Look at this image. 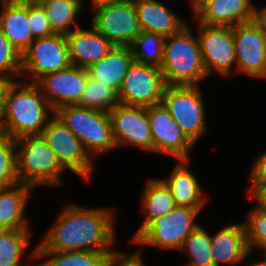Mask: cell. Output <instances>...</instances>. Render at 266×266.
I'll return each mask as SVG.
<instances>
[{
  "mask_svg": "<svg viewBox=\"0 0 266 266\" xmlns=\"http://www.w3.org/2000/svg\"><path fill=\"white\" fill-rule=\"evenodd\" d=\"M110 212L107 208L66 205L35 250L120 252L111 247L116 230Z\"/></svg>",
  "mask_w": 266,
  "mask_h": 266,
  "instance_id": "obj_1",
  "label": "cell"
},
{
  "mask_svg": "<svg viewBox=\"0 0 266 266\" xmlns=\"http://www.w3.org/2000/svg\"><path fill=\"white\" fill-rule=\"evenodd\" d=\"M50 111L54 115V110L34 83L15 81L6 96L0 132L14 140L40 136L53 117L49 116Z\"/></svg>",
  "mask_w": 266,
  "mask_h": 266,
  "instance_id": "obj_2",
  "label": "cell"
},
{
  "mask_svg": "<svg viewBox=\"0 0 266 266\" xmlns=\"http://www.w3.org/2000/svg\"><path fill=\"white\" fill-rule=\"evenodd\" d=\"M190 27L165 37L163 61L160 67L166 85H199L207 77L198 37Z\"/></svg>",
  "mask_w": 266,
  "mask_h": 266,
  "instance_id": "obj_3",
  "label": "cell"
},
{
  "mask_svg": "<svg viewBox=\"0 0 266 266\" xmlns=\"http://www.w3.org/2000/svg\"><path fill=\"white\" fill-rule=\"evenodd\" d=\"M16 141L17 175L21 184L58 186L65 170L45 139L40 136H25Z\"/></svg>",
  "mask_w": 266,
  "mask_h": 266,
  "instance_id": "obj_4",
  "label": "cell"
},
{
  "mask_svg": "<svg viewBox=\"0 0 266 266\" xmlns=\"http://www.w3.org/2000/svg\"><path fill=\"white\" fill-rule=\"evenodd\" d=\"M54 114L75 134L90 156L117 148L108 112L66 105Z\"/></svg>",
  "mask_w": 266,
  "mask_h": 266,
  "instance_id": "obj_5",
  "label": "cell"
},
{
  "mask_svg": "<svg viewBox=\"0 0 266 266\" xmlns=\"http://www.w3.org/2000/svg\"><path fill=\"white\" fill-rule=\"evenodd\" d=\"M162 103L194 145L208 132L205 105L199 85H167Z\"/></svg>",
  "mask_w": 266,
  "mask_h": 266,
  "instance_id": "obj_6",
  "label": "cell"
},
{
  "mask_svg": "<svg viewBox=\"0 0 266 266\" xmlns=\"http://www.w3.org/2000/svg\"><path fill=\"white\" fill-rule=\"evenodd\" d=\"M199 212L197 209L176 206L165 216L152 220L132 242L165 250H180L187 236L199 226L195 220Z\"/></svg>",
  "mask_w": 266,
  "mask_h": 266,
  "instance_id": "obj_7",
  "label": "cell"
},
{
  "mask_svg": "<svg viewBox=\"0 0 266 266\" xmlns=\"http://www.w3.org/2000/svg\"><path fill=\"white\" fill-rule=\"evenodd\" d=\"M41 136L55 153L61 166L85 180L91 179L93 162L75 134L54 114Z\"/></svg>",
  "mask_w": 266,
  "mask_h": 266,
  "instance_id": "obj_8",
  "label": "cell"
},
{
  "mask_svg": "<svg viewBox=\"0 0 266 266\" xmlns=\"http://www.w3.org/2000/svg\"><path fill=\"white\" fill-rule=\"evenodd\" d=\"M71 66L69 48L64 34L34 39L22 54L23 76H29L34 83L41 76Z\"/></svg>",
  "mask_w": 266,
  "mask_h": 266,
  "instance_id": "obj_9",
  "label": "cell"
},
{
  "mask_svg": "<svg viewBox=\"0 0 266 266\" xmlns=\"http://www.w3.org/2000/svg\"><path fill=\"white\" fill-rule=\"evenodd\" d=\"M160 68L133 61L118 92L121 104L149 107L162 103L166 88Z\"/></svg>",
  "mask_w": 266,
  "mask_h": 266,
  "instance_id": "obj_10",
  "label": "cell"
},
{
  "mask_svg": "<svg viewBox=\"0 0 266 266\" xmlns=\"http://www.w3.org/2000/svg\"><path fill=\"white\" fill-rule=\"evenodd\" d=\"M91 25L115 46H129L141 33L133 0L95 8Z\"/></svg>",
  "mask_w": 266,
  "mask_h": 266,
  "instance_id": "obj_11",
  "label": "cell"
},
{
  "mask_svg": "<svg viewBox=\"0 0 266 266\" xmlns=\"http://www.w3.org/2000/svg\"><path fill=\"white\" fill-rule=\"evenodd\" d=\"M198 24V40L207 76L214 71L229 76L236 63L233 27Z\"/></svg>",
  "mask_w": 266,
  "mask_h": 266,
  "instance_id": "obj_12",
  "label": "cell"
},
{
  "mask_svg": "<svg viewBox=\"0 0 266 266\" xmlns=\"http://www.w3.org/2000/svg\"><path fill=\"white\" fill-rule=\"evenodd\" d=\"M237 72L266 78V32L255 21L233 26Z\"/></svg>",
  "mask_w": 266,
  "mask_h": 266,
  "instance_id": "obj_13",
  "label": "cell"
},
{
  "mask_svg": "<svg viewBox=\"0 0 266 266\" xmlns=\"http://www.w3.org/2000/svg\"><path fill=\"white\" fill-rule=\"evenodd\" d=\"M108 113L117 147L130 144L154 152L147 107L119 103Z\"/></svg>",
  "mask_w": 266,
  "mask_h": 266,
  "instance_id": "obj_14",
  "label": "cell"
},
{
  "mask_svg": "<svg viewBox=\"0 0 266 266\" xmlns=\"http://www.w3.org/2000/svg\"><path fill=\"white\" fill-rule=\"evenodd\" d=\"M154 152L168 154L178 160L190 161L194 144L181 131L163 103L147 107Z\"/></svg>",
  "mask_w": 266,
  "mask_h": 266,
  "instance_id": "obj_15",
  "label": "cell"
},
{
  "mask_svg": "<svg viewBox=\"0 0 266 266\" xmlns=\"http://www.w3.org/2000/svg\"><path fill=\"white\" fill-rule=\"evenodd\" d=\"M88 81V70L78 66L48 73L34 84L55 111L66 105H77Z\"/></svg>",
  "mask_w": 266,
  "mask_h": 266,
  "instance_id": "obj_16",
  "label": "cell"
},
{
  "mask_svg": "<svg viewBox=\"0 0 266 266\" xmlns=\"http://www.w3.org/2000/svg\"><path fill=\"white\" fill-rule=\"evenodd\" d=\"M76 29L66 34L69 58L72 66L88 69L105 57L115 45L99 33L92 25L90 29Z\"/></svg>",
  "mask_w": 266,
  "mask_h": 266,
  "instance_id": "obj_17",
  "label": "cell"
},
{
  "mask_svg": "<svg viewBox=\"0 0 266 266\" xmlns=\"http://www.w3.org/2000/svg\"><path fill=\"white\" fill-rule=\"evenodd\" d=\"M194 15L204 25L233 27L255 20V6L251 0H211Z\"/></svg>",
  "mask_w": 266,
  "mask_h": 266,
  "instance_id": "obj_18",
  "label": "cell"
},
{
  "mask_svg": "<svg viewBox=\"0 0 266 266\" xmlns=\"http://www.w3.org/2000/svg\"><path fill=\"white\" fill-rule=\"evenodd\" d=\"M0 30L22 55L34 40L29 26V1L2 0Z\"/></svg>",
  "mask_w": 266,
  "mask_h": 266,
  "instance_id": "obj_19",
  "label": "cell"
},
{
  "mask_svg": "<svg viewBox=\"0 0 266 266\" xmlns=\"http://www.w3.org/2000/svg\"><path fill=\"white\" fill-rule=\"evenodd\" d=\"M211 251L214 266H234L246 260L250 251L246 242L244 223L229 224L211 236Z\"/></svg>",
  "mask_w": 266,
  "mask_h": 266,
  "instance_id": "obj_20",
  "label": "cell"
},
{
  "mask_svg": "<svg viewBox=\"0 0 266 266\" xmlns=\"http://www.w3.org/2000/svg\"><path fill=\"white\" fill-rule=\"evenodd\" d=\"M190 161L179 160L166 179H161L169 188L176 206L201 211L206 203L204 192L198 179L188 168Z\"/></svg>",
  "mask_w": 266,
  "mask_h": 266,
  "instance_id": "obj_21",
  "label": "cell"
},
{
  "mask_svg": "<svg viewBox=\"0 0 266 266\" xmlns=\"http://www.w3.org/2000/svg\"><path fill=\"white\" fill-rule=\"evenodd\" d=\"M141 31L164 37L180 31L187 23L158 0H133Z\"/></svg>",
  "mask_w": 266,
  "mask_h": 266,
  "instance_id": "obj_22",
  "label": "cell"
},
{
  "mask_svg": "<svg viewBox=\"0 0 266 266\" xmlns=\"http://www.w3.org/2000/svg\"><path fill=\"white\" fill-rule=\"evenodd\" d=\"M134 58L129 46H115L105 57L89 67V76L119 92Z\"/></svg>",
  "mask_w": 266,
  "mask_h": 266,
  "instance_id": "obj_23",
  "label": "cell"
},
{
  "mask_svg": "<svg viewBox=\"0 0 266 266\" xmlns=\"http://www.w3.org/2000/svg\"><path fill=\"white\" fill-rule=\"evenodd\" d=\"M33 187L17 184L0 189V225L3 229H28L29 222L24 211Z\"/></svg>",
  "mask_w": 266,
  "mask_h": 266,
  "instance_id": "obj_24",
  "label": "cell"
},
{
  "mask_svg": "<svg viewBox=\"0 0 266 266\" xmlns=\"http://www.w3.org/2000/svg\"><path fill=\"white\" fill-rule=\"evenodd\" d=\"M141 210L145 214L142 225L133 239L154 219L165 216L176 207L169 188L161 179H149L142 195Z\"/></svg>",
  "mask_w": 266,
  "mask_h": 266,
  "instance_id": "obj_25",
  "label": "cell"
},
{
  "mask_svg": "<svg viewBox=\"0 0 266 266\" xmlns=\"http://www.w3.org/2000/svg\"><path fill=\"white\" fill-rule=\"evenodd\" d=\"M31 253V257L37 260L44 257L48 258V260L35 266H106L109 258L117 255L119 252H57L34 249Z\"/></svg>",
  "mask_w": 266,
  "mask_h": 266,
  "instance_id": "obj_26",
  "label": "cell"
},
{
  "mask_svg": "<svg viewBox=\"0 0 266 266\" xmlns=\"http://www.w3.org/2000/svg\"><path fill=\"white\" fill-rule=\"evenodd\" d=\"M45 11L54 33L69 34L82 9L81 0H36ZM71 27V28H70Z\"/></svg>",
  "mask_w": 266,
  "mask_h": 266,
  "instance_id": "obj_27",
  "label": "cell"
},
{
  "mask_svg": "<svg viewBox=\"0 0 266 266\" xmlns=\"http://www.w3.org/2000/svg\"><path fill=\"white\" fill-rule=\"evenodd\" d=\"M165 37L152 32L141 31L129 45L134 61L160 68L163 61Z\"/></svg>",
  "mask_w": 266,
  "mask_h": 266,
  "instance_id": "obj_28",
  "label": "cell"
},
{
  "mask_svg": "<svg viewBox=\"0 0 266 266\" xmlns=\"http://www.w3.org/2000/svg\"><path fill=\"white\" fill-rule=\"evenodd\" d=\"M29 229H4L0 234V266H20L24 250L30 248Z\"/></svg>",
  "mask_w": 266,
  "mask_h": 266,
  "instance_id": "obj_29",
  "label": "cell"
},
{
  "mask_svg": "<svg viewBox=\"0 0 266 266\" xmlns=\"http://www.w3.org/2000/svg\"><path fill=\"white\" fill-rule=\"evenodd\" d=\"M119 103L118 93L113 88L91 78L88 73L87 85L78 106L110 112Z\"/></svg>",
  "mask_w": 266,
  "mask_h": 266,
  "instance_id": "obj_30",
  "label": "cell"
},
{
  "mask_svg": "<svg viewBox=\"0 0 266 266\" xmlns=\"http://www.w3.org/2000/svg\"><path fill=\"white\" fill-rule=\"evenodd\" d=\"M188 255L190 261L186 266H214L211 251V234L198 226L184 240L180 248Z\"/></svg>",
  "mask_w": 266,
  "mask_h": 266,
  "instance_id": "obj_31",
  "label": "cell"
},
{
  "mask_svg": "<svg viewBox=\"0 0 266 266\" xmlns=\"http://www.w3.org/2000/svg\"><path fill=\"white\" fill-rule=\"evenodd\" d=\"M16 141L0 135V189L20 184L17 175Z\"/></svg>",
  "mask_w": 266,
  "mask_h": 266,
  "instance_id": "obj_32",
  "label": "cell"
},
{
  "mask_svg": "<svg viewBox=\"0 0 266 266\" xmlns=\"http://www.w3.org/2000/svg\"><path fill=\"white\" fill-rule=\"evenodd\" d=\"M246 230V242L249 251L259 248L266 254V210L254 207L246 222H243Z\"/></svg>",
  "mask_w": 266,
  "mask_h": 266,
  "instance_id": "obj_33",
  "label": "cell"
},
{
  "mask_svg": "<svg viewBox=\"0 0 266 266\" xmlns=\"http://www.w3.org/2000/svg\"><path fill=\"white\" fill-rule=\"evenodd\" d=\"M21 70L22 55L0 30V77L15 81L16 76H22Z\"/></svg>",
  "mask_w": 266,
  "mask_h": 266,
  "instance_id": "obj_34",
  "label": "cell"
},
{
  "mask_svg": "<svg viewBox=\"0 0 266 266\" xmlns=\"http://www.w3.org/2000/svg\"><path fill=\"white\" fill-rule=\"evenodd\" d=\"M34 39L53 35L49 20L42 6L35 0L29 1V26Z\"/></svg>",
  "mask_w": 266,
  "mask_h": 266,
  "instance_id": "obj_35",
  "label": "cell"
},
{
  "mask_svg": "<svg viewBox=\"0 0 266 266\" xmlns=\"http://www.w3.org/2000/svg\"><path fill=\"white\" fill-rule=\"evenodd\" d=\"M128 254L119 252L117 255L110 257L106 266H139V254Z\"/></svg>",
  "mask_w": 266,
  "mask_h": 266,
  "instance_id": "obj_36",
  "label": "cell"
},
{
  "mask_svg": "<svg viewBox=\"0 0 266 266\" xmlns=\"http://www.w3.org/2000/svg\"><path fill=\"white\" fill-rule=\"evenodd\" d=\"M251 167L250 181H266V152L259 155Z\"/></svg>",
  "mask_w": 266,
  "mask_h": 266,
  "instance_id": "obj_37",
  "label": "cell"
},
{
  "mask_svg": "<svg viewBox=\"0 0 266 266\" xmlns=\"http://www.w3.org/2000/svg\"><path fill=\"white\" fill-rule=\"evenodd\" d=\"M250 192L256 198L258 208L266 210V181H251Z\"/></svg>",
  "mask_w": 266,
  "mask_h": 266,
  "instance_id": "obj_38",
  "label": "cell"
},
{
  "mask_svg": "<svg viewBox=\"0 0 266 266\" xmlns=\"http://www.w3.org/2000/svg\"><path fill=\"white\" fill-rule=\"evenodd\" d=\"M14 82L15 81L0 77V127L4 119L6 96L10 86Z\"/></svg>",
  "mask_w": 266,
  "mask_h": 266,
  "instance_id": "obj_39",
  "label": "cell"
},
{
  "mask_svg": "<svg viewBox=\"0 0 266 266\" xmlns=\"http://www.w3.org/2000/svg\"><path fill=\"white\" fill-rule=\"evenodd\" d=\"M255 21L266 32V6L260 10L255 7Z\"/></svg>",
  "mask_w": 266,
  "mask_h": 266,
  "instance_id": "obj_40",
  "label": "cell"
},
{
  "mask_svg": "<svg viewBox=\"0 0 266 266\" xmlns=\"http://www.w3.org/2000/svg\"><path fill=\"white\" fill-rule=\"evenodd\" d=\"M123 0H92L93 10L97 7L118 3Z\"/></svg>",
  "mask_w": 266,
  "mask_h": 266,
  "instance_id": "obj_41",
  "label": "cell"
},
{
  "mask_svg": "<svg viewBox=\"0 0 266 266\" xmlns=\"http://www.w3.org/2000/svg\"><path fill=\"white\" fill-rule=\"evenodd\" d=\"M191 1V6H193V15L202 7L204 6L207 2L211 0H190Z\"/></svg>",
  "mask_w": 266,
  "mask_h": 266,
  "instance_id": "obj_42",
  "label": "cell"
},
{
  "mask_svg": "<svg viewBox=\"0 0 266 266\" xmlns=\"http://www.w3.org/2000/svg\"><path fill=\"white\" fill-rule=\"evenodd\" d=\"M264 258L265 259H263L262 261L255 262L252 265H248V266H266V254H264Z\"/></svg>",
  "mask_w": 266,
  "mask_h": 266,
  "instance_id": "obj_43",
  "label": "cell"
},
{
  "mask_svg": "<svg viewBox=\"0 0 266 266\" xmlns=\"http://www.w3.org/2000/svg\"><path fill=\"white\" fill-rule=\"evenodd\" d=\"M137 254H139V266H144L143 260H142V254L139 251H136Z\"/></svg>",
  "mask_w": 266,
  "mask_h": 266,
  "instance_id": "obj_44",
  "label": "cell"
},
{
  "mask_svg": "<svg viewBox=\"0 0 266 266\" xmlns=\"http://www.w3.org/2000/svg\"><path fill=\"white\" fill-rule=\"evenodd\" d=\"M3 227L0 225V234L3 232Z\"/></svg>",
  "mask_w": 266,
  "mask_h": 266,
  "instance_id": "obj_45",
  "label": "cell"
},
{
  "mask_svg": "<svg viewBox=\"0 0 266 266\" xmlns=\"http://www.w3.org/2000/svg\"><path fill=\"white\" fill-rule=\"evenodd\" d=\"M16 1H35V0H16Z\"/></svg>",
  "mask_w": 266,
  "mask_h": 266,
  "instance_id": "obj_46",
  "label": "cell"
}]
</instances>
